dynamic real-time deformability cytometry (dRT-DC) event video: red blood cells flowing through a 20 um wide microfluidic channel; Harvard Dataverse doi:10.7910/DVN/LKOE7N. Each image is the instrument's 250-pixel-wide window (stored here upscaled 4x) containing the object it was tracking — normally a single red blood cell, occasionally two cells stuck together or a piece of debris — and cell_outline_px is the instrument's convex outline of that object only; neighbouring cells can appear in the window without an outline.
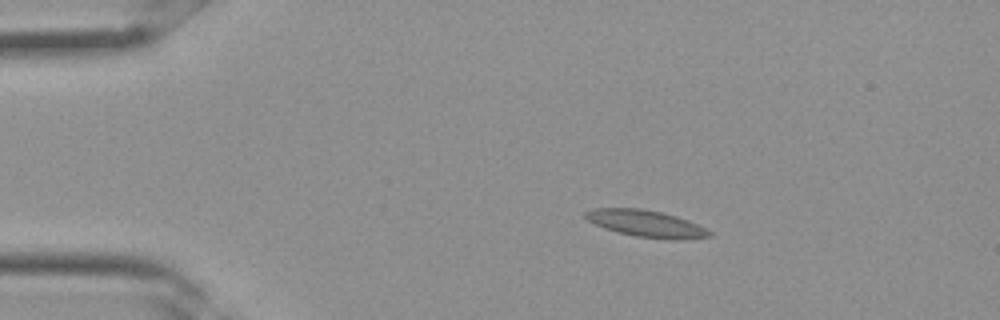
{"species": "Egyptian fruit bat (a non-hibernating species)", "species_latin": "Rousettus aegyptiacus", "temperature_condition": "room temperature", "stored_images_in_passage": 28, "camera_frame_rate_fps": 3000, "um_per_image_px": 0.085, "frame": {"image": 1, "passage_image": 1, "time_ms": 0.0, "image_size_px": [1000, 320], "cell_outline_px": [[712, 236], [684, 240], [672, 240], [636, 236], [616, 232], [604, 228], [588, 220], [584, 216], [584, 212], [592, 208], [640, 208], [660, 212], [676, 216], [688, 220], [712, 232]], "centroid_in_image_um": [54.92, 19.01], "position_along_channel_um": 30.1, "area_um2": 19.36}}
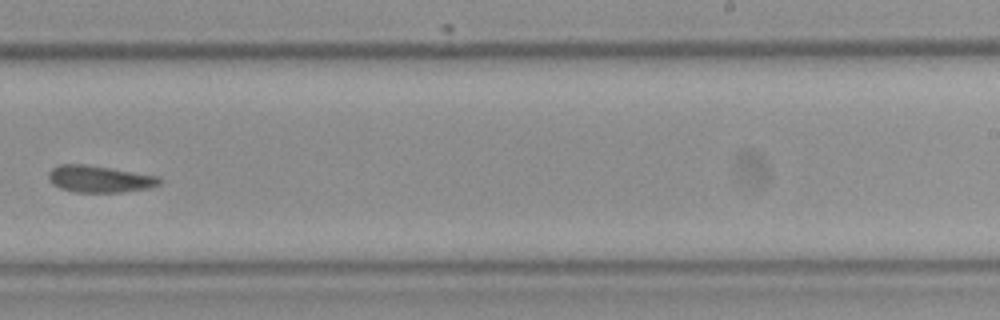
{"frame": {"image": 2, "passage_image": 16, "time_ms": 5.0, "image_size_px": [1000, 320], "cell_outline_px": [[160, 184], [148, 188], [124, 192], [76, 192], [60, 188], [52, 184], [48, 180], [48, 172], [52, 168], [60, 164], [84, 164], [160, 176]], "centroid_in_image_um": [8.43, 15.21], "position_along_channel_um": 280.6, "area_um2": 17.34}}
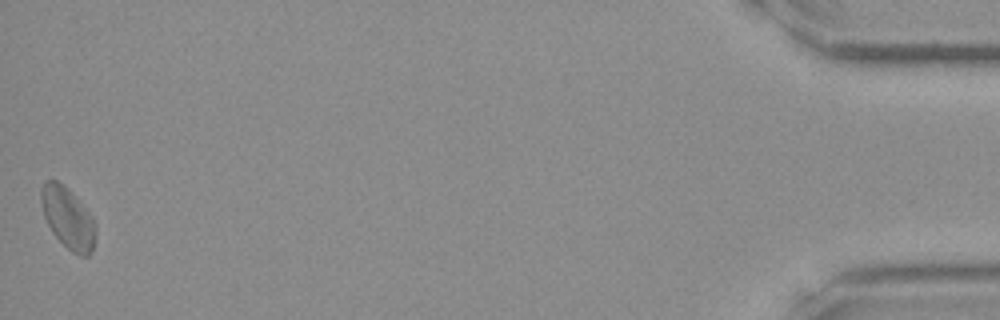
{"frame": {"image": 3, "passage_image": 28, "time_ms": 9.0, "image_size_px": [1000, 320], "cell_outline_px": [[96, 236], [92, 252], [88, 256], [80, 256], [72, 252], [52, 232], [44, 216], [40, 200], [40, 188], [44, 180], [56, 180], [64, 184], [72, 192], [92, 216], [96, 224]], "centroid_in_image_um": [5.77, 18.51], "position_along_channel_um": 429.4, "area_um2": 19.65}}